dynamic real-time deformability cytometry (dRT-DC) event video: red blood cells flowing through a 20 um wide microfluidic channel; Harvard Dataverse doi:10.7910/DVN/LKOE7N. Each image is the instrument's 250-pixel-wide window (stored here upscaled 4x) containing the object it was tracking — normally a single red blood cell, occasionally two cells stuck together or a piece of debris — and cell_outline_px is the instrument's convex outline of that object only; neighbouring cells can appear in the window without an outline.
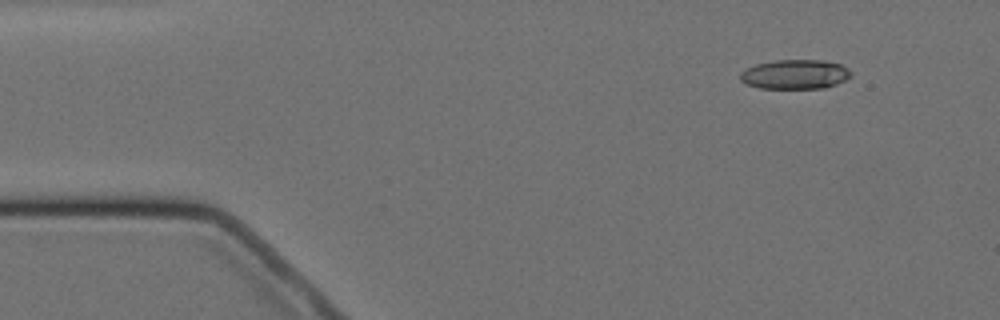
{"species": "Egyptian fruit bat (a non-hibernating species)", "species_latin": "Rousettus aegyptiacus", "temperature_condition": "cold", "stored_images_in_passage": 5, "camera_frame_rate_fps": 3000, "um_per_image_px": 0.085, "animal": {"sex": "female"}, "frame": {"image": 1, "passage_image": 1, "time_ms": 0.0, "image_size_px": [1000, 320], "cell_outline_px": [[852, 76], [836, 84], [824, 88], [760, 88], [744, 84], [740, 80], [740, 72], [756, 64], [776, 60], [820, 60], [840, 64], [848, 68], [852, 72]], "centroid_in_image_um": [67.57, 6.32], "position_along_channel_um": 17.4, "area_um2": 19.02}}
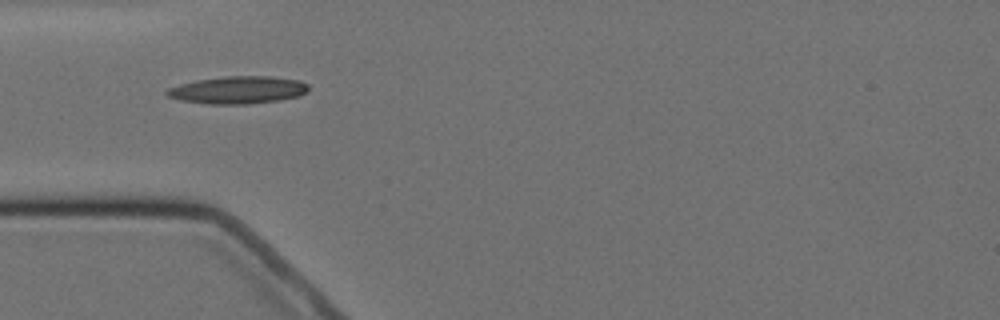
{"frame": {"image": 2, "passage_image": 4, "time_ms": 3.667, "image_size_px": [1000, 320], "cell_outline_px": [[308, 92], [300, 96], [280, 100], [248, 104], [212, 104], [180, 100], [168, 96], [164, 92], [168, 88], [180, 84], [196, 80], [224, 76], [268, 76], [300, 80], [308, 84]], "centroid_in_image_um": [20.25, 7.64], "position_along_channel_um": 64.7, "area_um2": 22.77}}
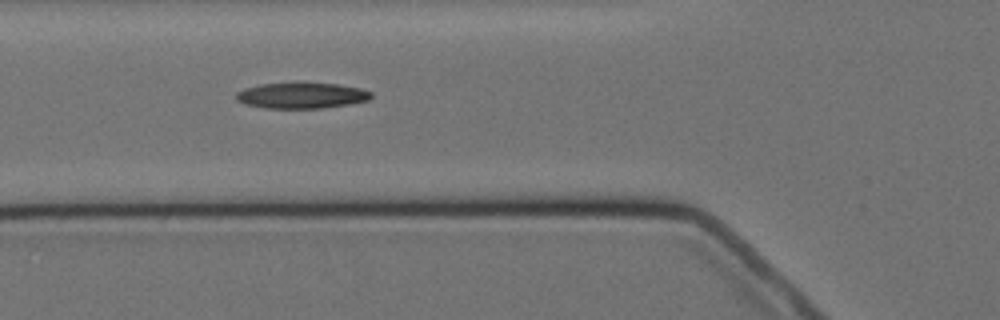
{"frame": {"image": 3, "passage_image": 5, "time_ms": 4.667, "image_size_px": [1000, 320], "cell_outline_px": [[372, 96], [368, 100], [348, 104], [324, 108], [264, 108], [244, 104], [236, 100], [236, 92], [244, 88], [260, 84], [336, 84], [360, 88], [372, 92]], "centroid_in_image_um": [25.6, 8.14], "position_along_channel_um": 100.2, "area_um2": 20.0}}